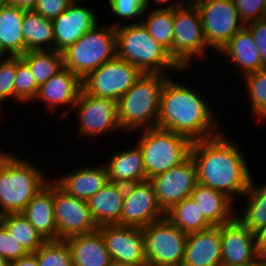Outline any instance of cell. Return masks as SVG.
<instances>
[{
  "label": "cell",
  "mask_w": 266,
  "mask_h": 266,
  "mask_svg": "<svg viewBox=\"0 0 266 266\" xmlns=\"http://www.w3.org/2000/svg\"><path fill=\"white\" fill-rule=\"evenodd\" d=\"M251 32L258 50L263 69L266 68V18L245 25Z\"/></svg>",
  "instance_id": "obj_43"
},
{
  "label": "cell",
  "mask_w": 266,
  "mask_h": 266,
  "mask_svg": "<svg viewBox=\"0 0 266 266\" xmlns=\"http://www.w3.org/2000/svg\"><path fill=\"white\" fill-rule=\"evenodd\" d=\"M126 185L108 182L86 202L97 226L120 225Z\"/></svg>",
  "instance_id": "obj_21"
},
{
  "label": "cell",
  "mask_w": 266,
  "mask_h": 266,
  "mask_svg": "<svg viewBox=\"0 0 266 266\" xmlns=\"http://www.w3.org/2000/svg\"><path fill=\"white\" fill-rule=\"evenodd\" d=\"M252 179L245 196L247 203L243 215L235 217L251 232L256 234L266 226V183L258 186Z\"/></svg>",
  "instance_id": "obj_30"
},
{
  "label": "cell",
  "mask_w": 266,
  "mask_h": 266,
  "mask_svg": "<svg viewBox=\"0 0 266 266\" xmlns=\"http://www.w3.org/2000/svg\"><path fill=\"white\" fill-rule=\"evenodd\" d=\"M256 122L266 120V68L243 77ZM264 119V120H263Z\"/></svg>",
  "instance_id": "obj_35"
},
{
  "label": "cell",
  "mask_w": 266,
  "mask_h": 266,
  "mask_svg": "<svg viewBox=\"0 0 266 266\" xmlns=\"http://www.w3.org/2000/svg\"><path fill=\"white\" fill-rule=\"evenodd\" d=\"M82 88V79L69 69L63 67L48 81L39 86L34 101H43L45 105L47 104L46 109L49 108L53 112L60 105L63 106L65 108L61 115V118H63L70 111L72 112Z\"/></svg>",
  "instance_id": "obj_19"
},
{
  "label": "cell",
  "mask_w": 266,
  "mask_h": 266,
  "mask_svg": "<svg viewBox=\"0 0 266 266\" xmlns=\"http://www.w3.org/2000/svg\"><path fill=\"white\" fill-rule=\"evenodd\" d=\"M150 11V12H148ZM145 9L141 23L148 33L168 52L172 49L174 38V9Z\"/></svg>",
  "instance_id": "obj_33"
},
{
  "label": "cell",
  "mask_w": 266,
  "mask_h": 266,
  "mask_svg": "<svg viewBox=\"0 0 266 266\" xmlns=\"http://www.w3.org/2000/svg\"><path fill=\"white\" fill-rule=\"evenodd\" d=\"M168 76L143 73L119 98L117 107L121 131L129 133L157 127L161 91Z\"/></svg>",
  "instance_id": "obj_5"
},
{
  "label": "cell",
  "mask_w": 266,
  "mask_h": 266,
  "mask_svg": "<svg viewBox=\"0 0 266 266\" xmlns=\"http://www.w3.org/2000/svg\"><path fill=\"white\" fill-rule=\"evenodd\" d=\"M109 266H133V265H129V264H124V263H119V262L112 261Z\"/></svg>",
  "instance_id": "obj_51"
},
{
  "label": "cell",
  "mask_w": 266,
  "mask_h": 266,
  "mask_svg": "<svg viewBox=\"0 0 266 266\" xmlns=\"http://www.w3.org/2000/svg\"><path fill=\"white\" fill-rule=\"evenodd\" d=\"M141 131L136 144L143 154L146 180L181 164L190 155L192 143L174 131L159 127Z\"/></svg>",
  "instance_id": "obj_7"
},
{
  "label": "cell",
  "mask_w": 266,
  "mask_h": 266,
  "mask_svg": "<svg viewBox=\"0 0 266 266\" xmlns=\"http://www.w3.org/2000/svg\"><path fill=\"white\" fill-rule=\"evenodd\" d=\"M116 29L117 57L133 64L142 73L169 75V70L181 69L140 23L121 24ZM167 71V72H166Z\"/></svg>",
  "instance_id": "obj_4"
},
{
  "label": "cell",
  "mask_w": 266,
  "mask_h": 266,
  "mask_svg": "<svg viewBox=\"0 0 266 266\" xmlns=\"http://www.w3.org/2000/svg\"><path fill=\"white\" fill-rule=\"evenodd\" d=\"M220 226L188 234L182 266H221Z\"/></svg>",
  "instance_id": "obj_20"
},
{
  "label": "cell",
  "mask_w": 266,
  "mask_h": 266,
  "mask_svg": "<svg viewBox=\"0 0 266 266\" xmlns=\"http://www.w3.org/2000/svg\"><path fill=\"white\" fill-rule=\"evenodd\" d=\"M147 266L182 265L188 234L166 217L142 228Z\"/></svg>",
  "instance_id": "obj_9"
},
{
  "label": "cell",
  "mask_w": 266,
  "mask_h": 266,
  "mask_svg": "<svg viewBox=\"0 0 266 266\" xmlns=\"http://www.w3.org/2000/svg\"><path fill=\"white\" fill-rule=\"evenodd\" d=\"M54 178L28 203L22 214L47 240H57V226L54 214Z\"/></svg>",
  "instance_id": "obj_24"
},
{
  "label": "cell",
  "mask_w": 266,
  "mask_h": 266,
  "mask_svg": "<svg viewBox=\"0 0 266 266\" xmlns=\"http://www.w3.org/2000/svg\"><path fill=\"white\" fill-rule=\"evenodd\" d=\"M105 166L109 182L128 185L146 180L143 154L137 144L112 154Z\"/></svg>",
  "instance_id": "obj_27"
},
{
  "label": "cell",
  "mask_w": 266,
  "mask_h": 266,
  "mask_svg": "<svg viewBox=\"0 0 266 266\" xmlns=\"http://www.w3.org/2000/svg\"><path fill=\"white\" fill-rule=\"evenodd\" d=\"M238 10L241 21L250 22L266 18V0H232Z\"/></svg>",
  "instance_id": "obj_40"
},
{
  "label": "cell",
  "mask_w": 266,
  "mask_h": 266,
  "mask_svg": "<svg viewBox=\"0 0 266 266\" xmlns=\"http://www.w3.org/2000/svg\"><path fill=\"white\" fill-rule=\"evenodd\" d=\"M10 266H38L37 256L34 253H29L25 257L11 261Z\"/></svg>",
  "instance_id": "obj_46"
},
{
  "label": "cell",
  "mask_w": 266,
  "mask_h": 266,
  "mask_svg": "<svg viewBox=\"0 0 266 266\" xmlns=\"http://www.w3.org/2000/svg\"><path fill=\"white\" fill-rule=\"evenodd\" d=\"M151 0H143L144 2V7L145 9H151L150 7V2ZM171 0H152L151 2V5L154 7L156 4L158 6V9H175V8H179L183 5H185L189 0H176L175 2H170ZM174 1V0H173ZM169 2L167 5L166 3ZM153 3H155V5H153ZM175 3V4H174ZM163 5V6H161Z\"/></svg>",
  "instance_id": "obj_44"
},
{
  "label": "cell",
  "mask_w": 266,
  "mask_h": 266,
  "mask_svg": "<svg viewBox=\"0 0 266 266\" xmlns=\"http://www.w3.org/2000/svg\"><path fill=\"white\" fill-rule=\"evenodd\" d=\"M0 266H10V262L0 255Z\"/></svg>",
  "instance_id": "obj_49"
},
{
  "label": "cell",
  "mask_w": 266,
  "mask_h": 266,
  "mask_svg": "<svg viewBox=\"0 0 266 266\" xmlns=\"http://www.w3.org/2000/svg\"><path fill=\"white\" fill-rule=\"evenodd\" d=\"M20 57L28 64L38 86L64 67L62 52L56 50H31Z\"/></svg>",
  "instance_id": "obj_32"
},
{
  "label": "cell",
  "mask_w": 266,
  "mask_h": 266,
  "mask_svg": "<svg viewBox=\"0 0 266 266\" xmlns=\"http://www.w3.org/2000/svg\"><path fill=\"white\" fill-rule=\"evenodd\" d=\"M78 116L77 138H94L121 130L118 123L117 101L112 98L93 96L83 88L72 111Z\"/></svg>",
  "instance_id": "obj_11"
},
{
  "label": "cell",
  "mask_w": 266,
  "mask_h": 266,
  "mask_svg": "<svg viewBox=\"0 0 266 266\" xmlns=\"http://www.w3.org/2000/svg\"><path fill=\"white\" fill-rule=\"evenodd\" d=\"M221 266H247L260 254L256 234L249 231L236 217L220 226Z\"/></svg>",
  "instance_id": "obj_17"
},
{
  "label": "cell",
  "mask_w": 266,
  "mask_h": 266,
  "mask_svg": "<svg viewBox=\"0 0 266 266\" xmlns=\"http://www.w3.org/2000/svg\"><path fill=\"white\" fill-rule=\"evenodd\" d=\"M16 73L17 56L0 59V102L10 97L14 100Z\"/></svg>",
  "instance_id": "obj_39"
},
{
  "label": "cell",
  "mask_w": 266,
  "mask_h": 266,
  "mask_svg": "<svg viewBox=\"0 0 266 266\" xmlns=\"http://www.w3.org/2000/svg\"><path fill=\"white\" fill-rule=\"evenodd\" d=\"M165 217L150 180L128 184L121 213V226L144 228Z\"/></svg>",
  "instance_id": "obj_15"
},
{
  "label": "cell",
  "mask_w": 266,
  "mask_h": 266,
  "mask_svg": "<svg viewBox=\"0 0 266 266\" xmlns=\"http://www.w3.org/2000/svg\"><path fill=\"white\" fill-rule=\"evenodd\" d=\"M73 266H109L112 262L102 234L96 230L65 239Z\"/></svg>",
  "instance_id": "obj_26"
},
{
  "label": "cell",
  "mask_w": 266,
  "mask_h": 266,
  "mask_svg": "<svg viewBox=\"0 0 266 266\" xmlns=\"http://www.w3.org/2000/svg\"><path fill=\"white\" fill-rule=\"evenodd\" d=\"M9 57V55L2 49V46L0 44V59H4Z\"/></svg>",
  "instance_id": "obj_50"
},
{
  "label": "cell",
  "mask_w": 266,
  "mask_h": 266,
  "mask_svg": "<svg viewBox=\"0 0 266 266\" xmlns=\"http://www.w3.org/2000/svg\"><path fill=\"white\" fill-rule=\"evenodd\" d=\"M167 77L160 97L157 127L171 130L191 143L219 135L220 123L212 105L203 100L204 95Z\"/></svg>",
  "instance_id": "obj_2"
},
{
  "label": "cell",
  "mask_w": 266,
  "mask_h": 266,
  "mask_svg": "<svg viewBox=\"0 0 266 266\" xmlns=\"http://www.w3.org/2000/svg\"><path fill=\"white\" fill-rule=\"evenodd\" d=\"M247 266H266V256H259L256 260Z\"/></svg>",
  "instance_id": "obj_48"
},
{
  "label": "cell",
  "mask_w": 266,
  "mask_h": 266,
  "mask_svg": "<svg viewBox=\"0 0 266 266\" xmlns=\"http://www.w3.org/2000/svg\"><path fill=\"white\" fill-rule=\"evenodd\" d=\"M143 73L133 64L117 56L90 72L83 80V89L93 95L119 100Z\"/></svg>",
  "instance_id": "obj_12"
},
{
  "label": "cell",
  "mask_w": 266,
  "mask_h": 266,
  "mask_svg": "<svg viewBox=\"0 0 266 266\" xmlns=\"http://www.w3.org/2000/svg\"><path fill=\"white\" fill-rule=\"evenodd\" d=\"M112 261L147 266L142 228L114 225L98 227Z\"/></svg>",
  "instance_id": "obj_16"
},
{
  "label": "cell",
  "mask_w": 266,
  "mask_h": 266,
  "mask_svg": "<svg viewBox=\"0 0 266 266\" xmlns=\"http://www.w3.org/2000/svg\"><path fill=\"white\" fill-rule=\"evenodd\" d=\"M22 32L25 53L31 50H54L52 20H48L34 10L25 11Z\"/></svg>",
  "instance_id": "obj_29"
},
{
  "label": "cell",
  "mask_w": 266,
  "mask_h": 266,
  "mask_svg": "<svg viewBox=\"0 0 266 266\" xmlns=\"http://www.w3.org/2000/svg\"><path fill=\"white\" fill-rule=\"evenodd\" d=\"M54 181L68 194L86 201L109 182L105 164L79 167Z\"/></svg>",
  "instance_id": "obj_22"
},
{
  "label": "cell",
  "mask_w": 266,
  "mask_h": 266,
  "mask_svg": "<svg viewBox=\"0 0 266 266\" xmlns=\"http://www.w3.org/2000/svg\"><path fill=\"white\" fill-rule=\"evenodd\" d=\"M29 253L12 237L6 228L0 223V255L7 261L25 257Z\"/></svg>",
  "instance_id": "obj_41"
},
{
  "label": "cell",
  "mask_w": 266,
  "mask_h": 266,
  "mask_svg": "<svg viewBox=\"0 0 266 266\" xmlns=\"http://www.w3.org/2000/svg\"><path fill=\"white\" fill-rule=\"evenodd\" d=\"M26 10L0 2V44L9 56L25 54L22 22Z\"/></svg>",
  "instance_id": "obj_28"
},
{
  "label": "cell",
  "mask_w": 266,
  "mask_h": 266,
  "mask_svg": "<svg viewBox=\"0 0 266 266\" xmlns=\"http://www.w3.org/2000/svg\"><path fill=\"white\" fill-rule=\"evenodd\" d=\"M228 58L233 67L240 69L242 76L263 69L254 38L249 29L244 26L218 52ZM235 65V66H234Z\"/></svg>",
  "instance_id": "obj_23"
},
{
  "label": "cell",
  "mask_w": 266,
  "mask_h": 266,
  "mask_svg": "<svg viewBox=\"0 0 266 266\" xmlns=\"http://www.w3.org/2000/svg\"><path fill=\"white\" fill-rule=\"evenodd\" d=\"M54 214L57 240L88 234L98 230L86 200L65 192L54 181Z\"/></svg>",
  "instance_id": "obj_13"
},
{
  "label": "cell",
  "mask_w": 266,
  "mask_h": 266,
  "mask_svg": "<svg viewBox=\"0 0 266 266\" xmlns=\"http://www.w3.org/2000/svg\"><path fill=\"white\" fill-rule=\"evenodd\" d=\"M190 198L213 226H221L235 218L234 201L211 187L198 183Z\"/></svg>",
  "instance_id": "obj_25"
},
{
  "label": "cell",
  "mask_w": 266,
  "mask_h": 266,
  "mask_svg": "<svg viewBox=\"0 0 266 266\" xmlns=\"http://www.w3.org/2000/svg\"><path fill=\"white\" fill-rule=\"evenodd\" d=\"M74 0H37L34 11L48 20H54L64 12Z\"/></svg>",
  "instance_id": "obj_42"
},
{
  "label": "cell",
  "mask_w": 266,
  "mask_h": 266,
  "mask_svg": "<svg viewBox=\"0 0 266 266\" xmlns=\"http://www.w3.org/2000/svg\"><path fill=\"white\" fill-rule=\"evenodd\" d=\"M256 241L260 256H266V226L256 233Z\"/></svg>",
  "instance_id": "obj_47"
},
{
  "label": "cell",
  "mask_w": 266,
  "mask_h": 266,
  "mask_svg": "<svg viewBox=\"0 0 266 266\" xmlns=\"http://www.w3.org/2000/svg\"><path fill=\"white\" fill-rule=\"evenodd\" d=\"M0 149V212L22 213L49 177L31 161ZM24 159V160H23Z\"/></svg>",
  "instance_id": "obj_3"
},
{
  "label": "cell",
  "mask_w": 266,
  "mask_h": 266,
  "mask_svg": "<svg viewBox=\"0 0 266 266\" xmlns=\"http://www.w3.org/2000/svg\"><path fill=\"white\" fill-rule=\"evenodd\" d=\"M165 217L186 234L206 230L213 226L190 197L173 205L165 213Z\"/></svg>",
  "instance_id": "obj_31"
},
{
  "label": "cell",
  "mask_w": 266,
  "mask_h": 266,
  "mask_svg": "<svg viewBox=\"0 0 266 266\" xmlns=\"http://www.w3.org/2000/svg\"><path fill=\"white\" fill-rule=\"evenodd\" d=\"M39 86L28 66V64L17 56V73L14 84V101L19 103L34 102Z\"/></svg>",
  "instance_id": "obj_37"
},
{
  "label": "cell",
  "mask_w": 266,
  "mask_h": 266,
  "mask_svg": "<svg viewBox=\"0 0 266 266\" xmlns=\"http://www.w3.org/2000/svg\"><path fill=\"white\" fill-rule=\"evenodd\" d=\"M34 254L37 256L38 266H73L65 240H47Z\"/></svg>",
  "instance_id": "obj_36"
},
{
  "label": "cell",
  "mask_w": 266,
  "mask_h": 266,
  "mask_svg": "<svg viewBox=\"0 0 266 266\" xmlns=\"http://www.w3.org/2000/svg\"><path fill=\"white\" fill-rule=\"evenodd\" d=\"M4 3L26 11L34 10L37 0H2Z\"/></svg>",
  "instance_id": "obj_45"
},
{
  "label": "cell",
  "mask_w": 266,
  "mask_h": 266,
  "mask_svg": "<svg viewBox=\"0 0 266 266\" xmlns=\"http://www.w3.org/2000/svg\"><path fill=\"white\" fill-rule=\"evenodd\" d=\"M198 8L209 49L218 52L245 24L232 0H191Z\"/></svg>",
  "instance_id": "obj_10"
},
{
  "label": "cell",
  "mask_w": 266,
  "mask_h": 266,
  "mask_svg": "<svg viewBox=\"0 0 266 266\" xmlns=\"http://www.w3.org/2000/svg\"><path fill=\"white\" fill-rule=\"evenodd\" d=\"M226 135H219L191 144L190 156L197 170V180L205 186L224 193L232 201L235 195L248 190L251 170L241 147Z\"/></svg>",
  "instance_id": "obj_1"
},
{
  "label": "cell",
  "mask_w": 266,
  "mask_h": 266,
  "mask_svg": "<svg viewBox=\"0 0 266 266\" xmlns=\"http://www.w3.org/2000/svg\"><path fill=\"white\" fill-rule=\"evenodd\" d=\"M1 224L28 253H35L46 241L22 213L2 215Z\"/></svg>",
  "instance_id": "obj_34"
},
{
  "label": "cell",
  "mask_w": 266,
  "mask_h": 266,
  "mask_svg": "<svg viewBox=\"0 0 266 266\" xmlns=\"http://www.w3.org/2000/svg\"><path fill=\"white\" fill-rule=\"evenodd\" d=\"M208 48L201 15L195 4L189 0L175 8L173 46L168 52L170 57L181 69H189L194 58L199 62L206 58Z\"/></svg>",
  "instance_id": "obj_8"
},
{
  "label": "cell",
  "mask_w": 266,
  "mask_h": 266,
  "mask_svg": "<svg viewBox=\"0 0 266 266\" xmlns=\"http://www.w3.org/2000/svg\"><path fill=\"white\" fill-rule=\"evenodd\" d=\"M107 3L112 12L111 14H113L115 18L117 17V20L110 24L113 27L120 26V21L122 19L127 21L124 24H128L130 20H132L130 23H140V18L144 16L143 12L145 11V7L143 0H108ZM137 18H139L140 21H136L135 19Z\"/></svg>",
  "instance_id": "obj_38"
},
{
  "label": "cell",
  "mask_w": 266,
  "mask_h": 266,
  "mask_svg": "<svg viewBox=\"0 0 266 266\" xmlns=\"http://www.w3.org/2000/svg\"><path fill=\"white\" fill-rule=\"evenodd\" d=\"M99 25L96 24L62 51L64 67L82 80L90 72L117 56L115 27Z\"/></svg>",
  "instance_id": "obj_6"
},
{
  "label": "cell",
  "mask_w": 266,
  "mask_h": 266,
  "mask_svg": "<svg viewBox=\"0 0 266 266\" xmlns=\"http://www.w3.org/2000/svg\"><path fill=\"white\" fill-rule=\"evenodd\" d=\"M80 1L82 0H74L64 12L52 20L54 50L64 51L99 23L98 13L92 8L78 5Z\"/></svg>",
  "instance_id": "obj_18"
},
{
  "label": "cell",
  "mask_w": 266,
  "mask_h": 266,
  "mask_svg": "<svg viewBox=\"0 0 266 266\" xmlns=\"http://www.w3.org/2000/svg\"><path fill=\"white\" fill-rule=\"evenodd\" d=\"M158 205L166 213L173 205L189 198L198 184L197 170L189 155L181 164L150 179Z\"/></svg>",
  "instance_id": "obj_14"
}]
</instances>
